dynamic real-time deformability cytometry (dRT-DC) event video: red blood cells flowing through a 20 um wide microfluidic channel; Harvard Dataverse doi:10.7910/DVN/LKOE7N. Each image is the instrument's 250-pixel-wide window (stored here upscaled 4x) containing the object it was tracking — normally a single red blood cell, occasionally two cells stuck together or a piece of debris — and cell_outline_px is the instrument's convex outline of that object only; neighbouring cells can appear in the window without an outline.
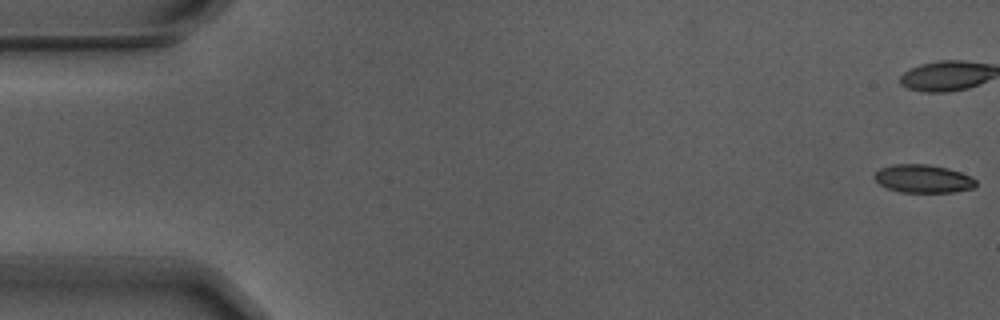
{"species": "Egyptian fruit bat (a non-hibernating species)", "species_latin": "Rousettus aegyptiacus", "temperature_condition": "warm", "stored_images_in_passage": 57, "camera_frame_rate_fps": 3000, "um_per_image_px": 0.085, "animal": {"sex": "male"}, "frame": {"image": 1, "passage_image": 1, "time_ms": 0.0, "image_size_px": [1000, 320], "cell_outline_px": [[976, 184], [972, 188], [952, 192], [900, 192], [888, 188], [880, 184], [876, 180], [876, 172], [880, 168], [892, 164], [928, 164], [948, 168], [972, 176], [976, 180]], "centroid_in_image_um": [78.49, 15.18], "position_along_channel_um": 6.5, "area_um2": 16.53}}
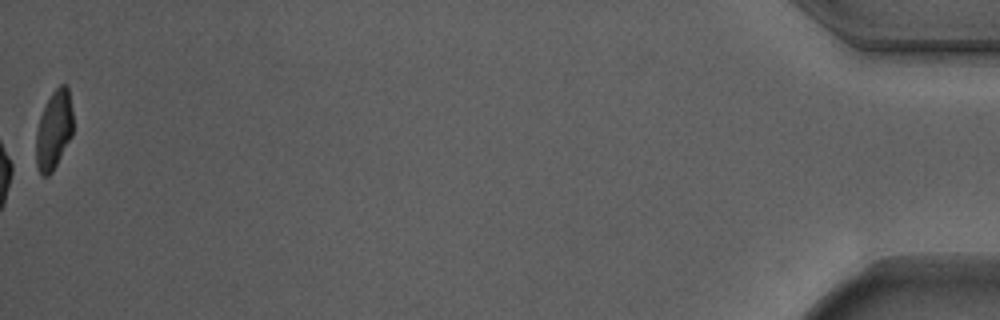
{"frame": {"image": 2, "passage_image": 57, "time_ms": 18.667, "image_size_px": [1000, 320], "cell_outline_px": [[72, 136], [52, 172], [48, 176], [44, 176], [40, 172], [36, 164], [36, 132], [40, 116], [52, 92], [60, 84], [68, 84], [72, 112]], "centroid_in_image_um": [4.58, 11.03], "position_along_channel_um": 430.6, "area_um2": 16.88}, "authors_computed_cell_mechanics": {"area_um2": 17.7446, "velocity_mm_per_s": 3.7122, "shape_relaxation_time_tau1_ms": 4.0967, "shape_relaxation_time_tau2_ms": 1.7372, "deformation_change_tau1": 0.1339, "deformation_change_tau2": 0.066}}